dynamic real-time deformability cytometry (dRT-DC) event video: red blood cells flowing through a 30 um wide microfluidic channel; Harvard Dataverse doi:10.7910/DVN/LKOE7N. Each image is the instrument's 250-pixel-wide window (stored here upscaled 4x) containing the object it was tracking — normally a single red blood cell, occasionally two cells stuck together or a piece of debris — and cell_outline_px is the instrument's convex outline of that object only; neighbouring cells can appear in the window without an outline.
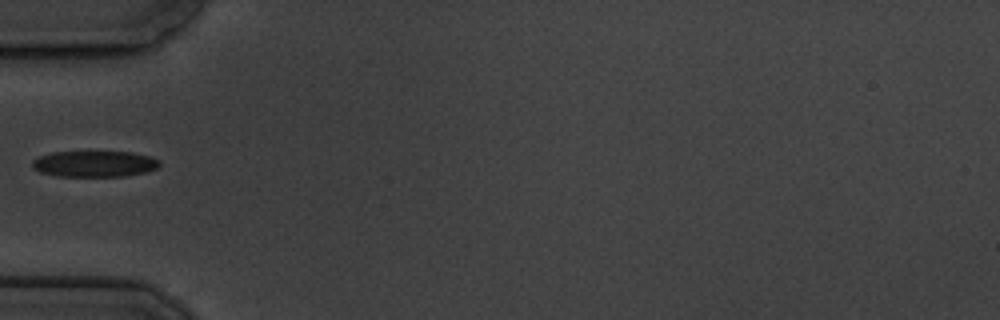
{"species": "common noctule bat (a hibernating species)", "species_latin": "Nyctalus noctula", "temperature_condition": "cold", "stored_images_in_passage": 5, "camera_frame_rate_fps": 3000, "um_per_image_px": 0.085, "animal": {"sex": "male", "body_mass_g": 19.5, "forearm_length_mm": 54.6}, "frame": {"image": 1, "passage_image": 1, "time_ms": 0.0, "image_size_px": [1000, 320], "cell_outline_px": [[160, 164], [156, 168], [144, 172], [124, 176], [56, 176], [40, 172], [32, 168], [32, 160], [40, 156], [52, 152], [132, 152], [148, 156], [160, 160]], "centroid_in_image_um": [8.0, 13.93], "position_along_channel_um": 77.0, "area_um2": 19.25}}
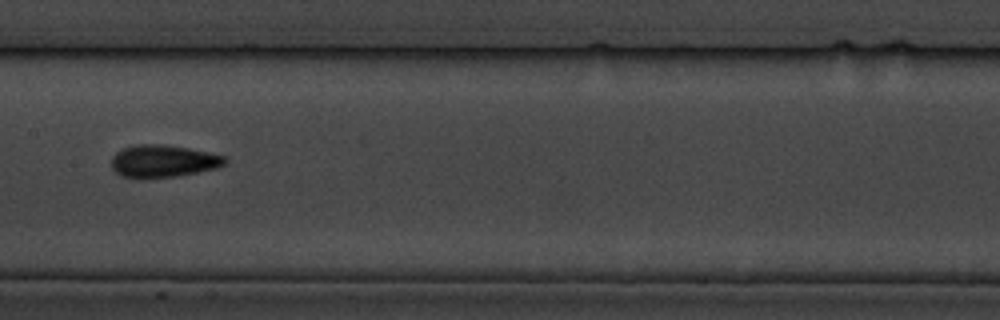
{"frame": {"image": 2, "passage_image": 4, "time_ms": 3.333, "image_size_px": [1000, 320], "cell_outline_px": [[228, 160], [224, 164], [216, 168], [176, 176], [120, 176], [112, 168], [112, 156], [116, 152], [124, 148], [136, 144], [156, 144], [188, 148], [224, 156]], "centroid_in_image_um": [13.86, 13.67], "position_along_channel_um": 193.5, "area_um2": 20.69}}
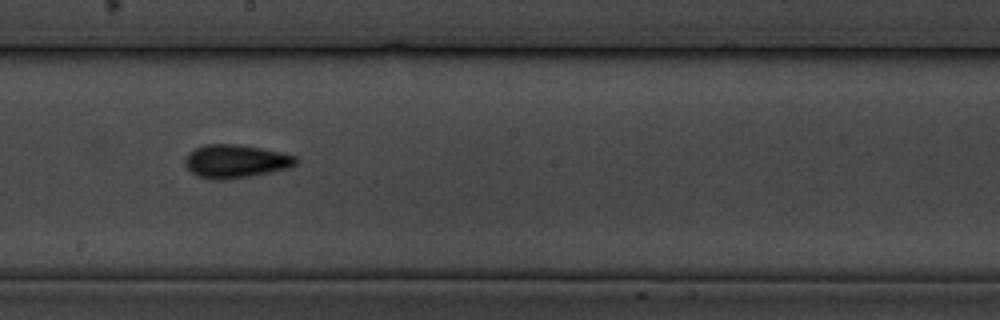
{"frame": {"image": 3, "passage_image": 5, "time_ms": 4.333, "image_size_px": [1000, 320], "cell_outline_px": [[296, 164], [292, 168], [272, 172], [228, 180], [208, 180], [196, 176], [184, 164], [184, 160], [188, 152], [204, 144], [236, 144], [260, 148], [280, 152], [296, 156]], "centroid_in_image_um": [20.01, 13.73], "position_along_channel_um": 228.2, "area_um2": 21.79}}